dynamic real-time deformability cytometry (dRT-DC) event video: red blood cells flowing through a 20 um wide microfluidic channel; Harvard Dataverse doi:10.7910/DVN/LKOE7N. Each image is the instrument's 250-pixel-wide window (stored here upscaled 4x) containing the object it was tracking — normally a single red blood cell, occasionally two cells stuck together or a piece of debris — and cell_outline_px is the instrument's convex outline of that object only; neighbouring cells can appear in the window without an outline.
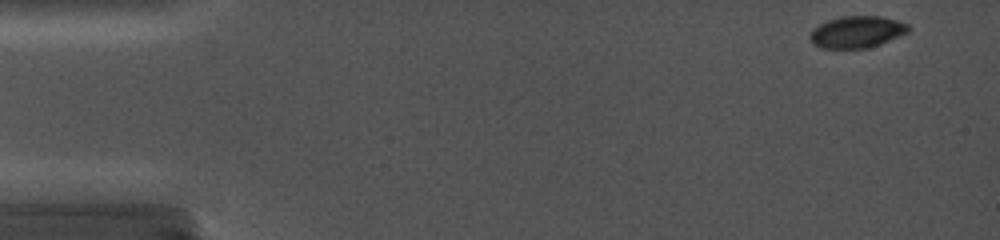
{"species": "common noctule bat (a hibernating species)", "species_latin": "Nyctalus noctula", "temperature_condition": "cold", "stored_images_in_passage": 65, "camera_frame_rate_fps": 5000, "um_per_image_px": 0.085, "animal": {"sex": "female", "body_mass_g": 19.0, "forearm_length_mm": 56.7}, "frame": {"image": 1, "passage_image": 1, "time_ms": 0.0, "image_size_px": [1000, 240], "cell_outline_px": [[912, 28], [908, 32], [880, 44], [868, 48], [820, 48], [812, 44], [808, 36], [812, 28], [828, 20], [840, 16], [880, 16], [896, 20], [908, 24]], "centroid_in_image_um": [72.8, 2.71], "position_along_channel_um": 12.2, "area_um2": 18.38}}
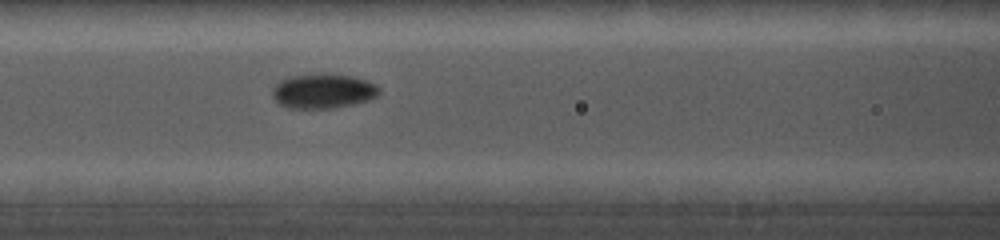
{"frame": {"image": 2, "passage_image": 28, "time_ms": 6.6, "image_size_px": [1000, 240], "cell_outline_px": [[380, 92], [376, 96], [368, 100], [352, 104], [332, 108], [288, 108], [276, 104], [272, 96], [272, 88], [280, 80], [288, 76], [352, 76], [368, 80], [376, 84], [380, 88]], "centroid_in_image_um": [27.43, 7.78], "position_along_channel_um": 139.2, "area_um2": 21.15}}
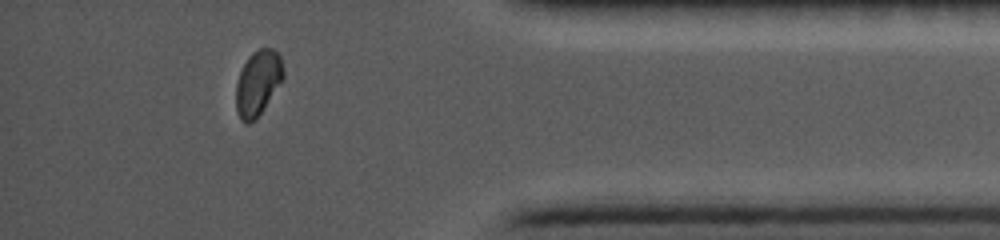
{"frame": {"image": 3, "passage_image": 58, "time_ms": 14.2, "image_size_px": [1000, 240], "cell_outline_px": [[284, 76], [256, 120], [248, 124], [244, 124], [240, 120], [236, 108], [236, 84], [240, 72], [248, 56], [252, 52], [260, 48], [272, 48], [280, 56], [284, 72]], "centroid_in_image_um": [21.9, 7.06], "position_along_channel_um": 413.3, "area_um2": 17.86}}